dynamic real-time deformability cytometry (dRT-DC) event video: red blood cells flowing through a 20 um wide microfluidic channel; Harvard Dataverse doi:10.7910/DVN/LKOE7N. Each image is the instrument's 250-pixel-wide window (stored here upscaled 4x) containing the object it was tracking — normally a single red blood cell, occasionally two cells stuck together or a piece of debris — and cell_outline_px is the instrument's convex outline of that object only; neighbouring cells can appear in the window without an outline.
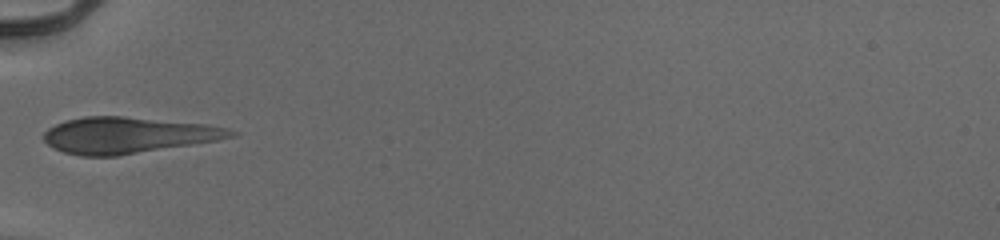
{"species": "human", "species_latin": "Homo sapiens", "temperature_condition": "cold", "stored_images_in_passage": 34, "camera_frame_rate_fps": 3000, "um_per_image_px": 0.085, "donor": {"sex": "male"}, "frame": {"image": 1, "passage_image": 1, "time_ms": 0.0, "image_size_px": [1000, 240], "cell_outline_px": [[240, 132], [236, 136], [216, 140], [116, 156], [80, 156], [64, 152], [52, 148], [44, 140], [44, 132], [48, 128], [64, 120], [84, 116], [124, 116], [204, 124], [228, 128]], "centroid_in_image_um": [10.83, 11.48], "position_along_channel_um": 74.2, "area_um2": 39.3}}
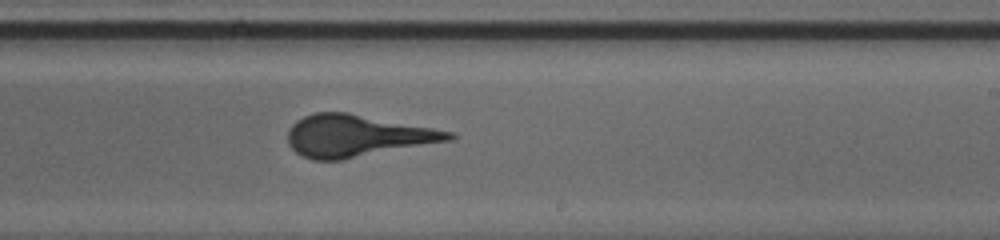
{"frame": {"image": 2, "passage_image": 15, "time_ms": 4.667, "image_size_px": [1000, 240], "cell_outline_px": [[456, 136], [452, 140], [344, 160], [312, 160], [296, 152], [288, 144], [288, 128], [296, 120], [304, 116], [316, 112], [348, 112], [456, 132]], "centroid_in_image_um": [30.36, 11.55], "position_along_channel_um": 258.6, "area_um2": 39.65}}
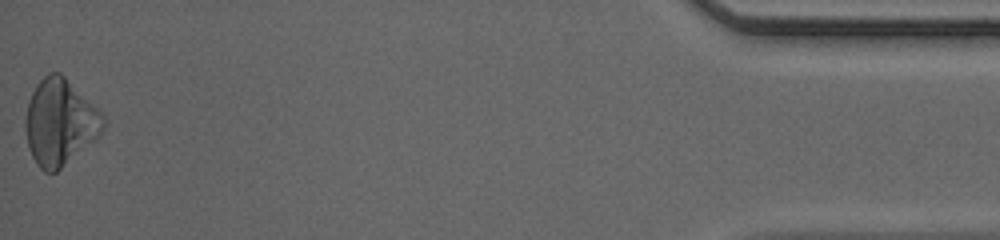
{"frame": {"image": 3, "passage_image": 34, "time_ms": 11.0, "image_size_px": [1000, 240], "cell_outline_px": [[104, 128], [100, 136], [56, 172], [44, 172], [36, 164], [28, 148], [24, 128], [24, 120], [28, 100], [36, 84], [48, 72], [60, 72], [104, 116]], "centroid_in_image_um": [5.05, 10.41], "position_along_channel_um": 430.1, "area_um2": 39.02}}